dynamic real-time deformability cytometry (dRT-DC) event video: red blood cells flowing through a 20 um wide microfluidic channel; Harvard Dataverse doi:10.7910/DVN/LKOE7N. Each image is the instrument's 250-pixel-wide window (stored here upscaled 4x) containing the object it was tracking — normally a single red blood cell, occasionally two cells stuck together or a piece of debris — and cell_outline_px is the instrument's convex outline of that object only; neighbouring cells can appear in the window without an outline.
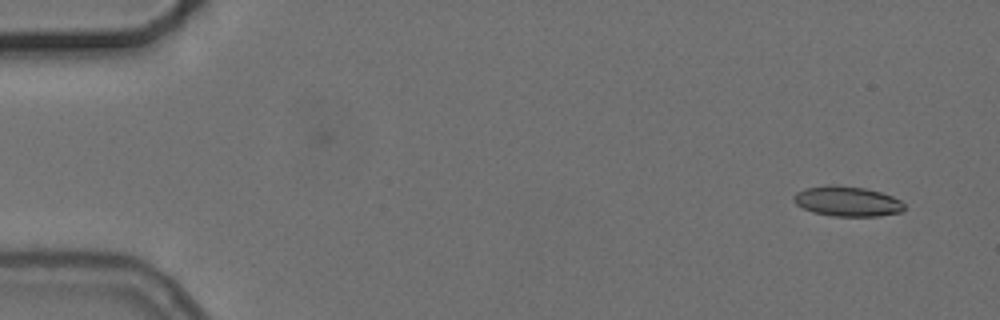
{"species": "common noctule bat (a hibernating species)", "species_latin": "Nyctalus noctula", "temperature_condition": "cold", "stored_images_in_passage": 6, "camera_frame_rate_fps": 3000, "um_per_image_px": 0.085, "animal": {"sex": "female", "body_mass_g": 24.6, "forearm_length_mm": 56.2}, "frame": {"image": 1, "passage_image": 1, "time_ms": 0.0, "image_size_px": [1000, 320], "cell_outline_px": [[904, 208], [900, 212], [880, 216], [836, 216], [812, 212], [796, 204], [792, 200], [792, 196], [796, 192], [804, 188], [828, 184], [832, 184], [864, 188], [880, 192], [892, 196], [900, 200], [904, 204]], "centroid_in_image_um": [71.97, 17.1], "position_along_channel_um": 13.0, "area_um2": 19.42}}
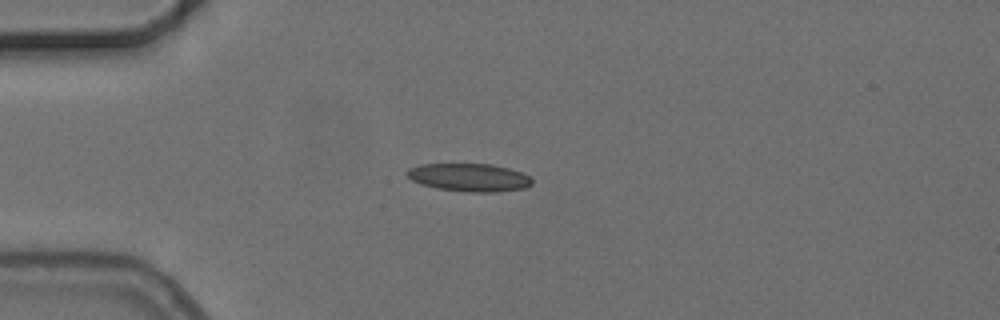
{"frame": {"image": 2, "passage_image": 4, "time_ms": 3.667, "image_size_px": [1000, 320], "cell_outline_px": [[532, 184], [524, 188], [496, 192], [468, 192], [436, 188], [420, 184], [412, 180], [404, 172], [408, 168], [420, 164], [492, 164], [508, 168], [532, 176]], "centroid_in_image_um": [39.87, 15.08], "position_along_channel_um": 45.1, "area_um2": 20.52}}
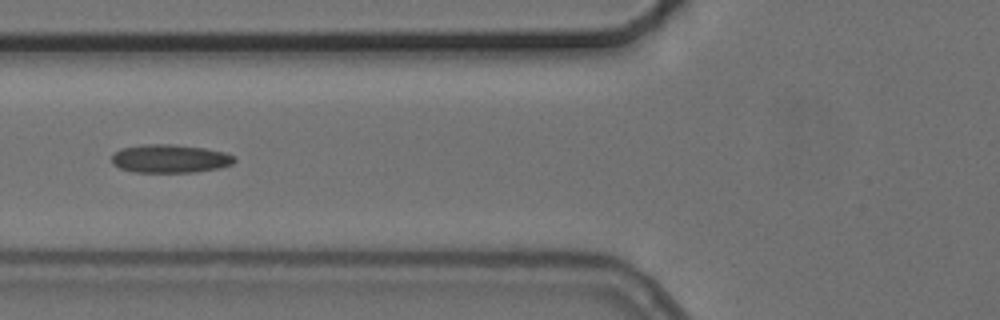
{"frame": {"image": 3, "passage_image": 6, "time_ms": 6.0, "image_size_px": [1000, 320], "cell_outline_px": [[236, 160], [232, 164], [220, 168], [196, 172], [132, 172], [120, 168], [112, 164], [112, 156], [120, 148], [144, 144], [172, 144], [204, 148], [224, 152], [236, 156]], "centroid_in_image_um": [14.46, 13.49], "position_along_channel_um": 111.3, "area_um2": 20.4}}